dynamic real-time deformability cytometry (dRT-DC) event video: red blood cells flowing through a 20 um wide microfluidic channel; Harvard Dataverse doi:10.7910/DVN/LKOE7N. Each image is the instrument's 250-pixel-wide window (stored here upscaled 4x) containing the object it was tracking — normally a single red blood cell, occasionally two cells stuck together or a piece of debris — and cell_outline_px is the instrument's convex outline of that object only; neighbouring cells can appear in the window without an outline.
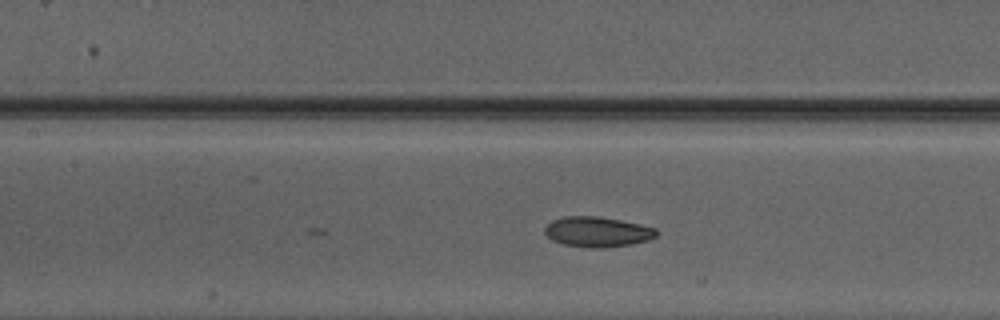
{"species": "Egyptian fruit bat (a non-hibernating species)", "species_latin": "Rousettus aegyptiacus", "temperature_condition": "warm", "stored_images_in_passage": 11, "camera_frame_rate_fps": 3000, "um_per_image_px": 0.085, "animal": {"sex": "male"}, "frame": {"image": 1, "passage_image": 11, "time_ms": 3.333, "image_size_px": [1000, 320], "cell_outline_px": [[660, 232], [656, 236], [648, 240], [632, 244], [600, 248], [588, 248], [564, 244], [552, 240], [544, 232], [544, 228], [552, 220], [564, 216], [600, 216], [640, 224], [656, 228]], "centroid_in_image_um": [50.79, 19.7], "position_along_channel_um": 156.6, "area_um2": 19.77}}